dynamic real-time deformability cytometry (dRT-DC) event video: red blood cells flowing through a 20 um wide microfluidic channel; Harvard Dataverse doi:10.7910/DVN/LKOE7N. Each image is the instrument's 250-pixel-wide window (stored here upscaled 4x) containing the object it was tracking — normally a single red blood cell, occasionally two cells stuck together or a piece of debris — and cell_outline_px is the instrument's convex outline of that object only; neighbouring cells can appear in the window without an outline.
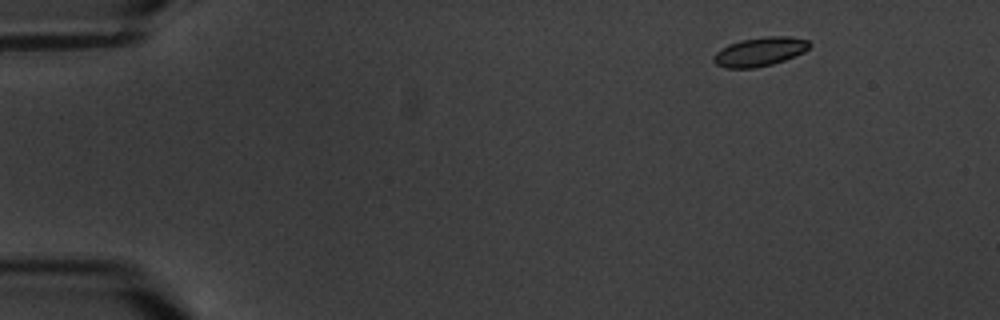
{"species": "common noctule bat (a hibernating species)", "species_latin": "Nyctalus noctula", "temperature_condition": "warm", "stored_images_in_passage": 7, "camera_frame_rate_fps": 3000, "um_per_image_px": 0.085, "animal": {"sex": "male", "body_mass_g": 20.1, "forearm_length_mm": 53.5}, "frame": {"image": 1, "passage_image": 2, "time_ms": 1.333, "image_size_px": [1000, 320], "cell_outline_px": [[812, 44], [804, 52], [784, 60], [772, 64], [756, 68], [724, 68], [716, 64], [712, 60], [712, 56], [720, 48], [728, 44], [740, 40], [764, 36], [788, 36], [808, 40]], "centroid_in_image_um": [64.55, 4.39], "position_along_channel_um": 20.4, "area_um2": 16.36}}
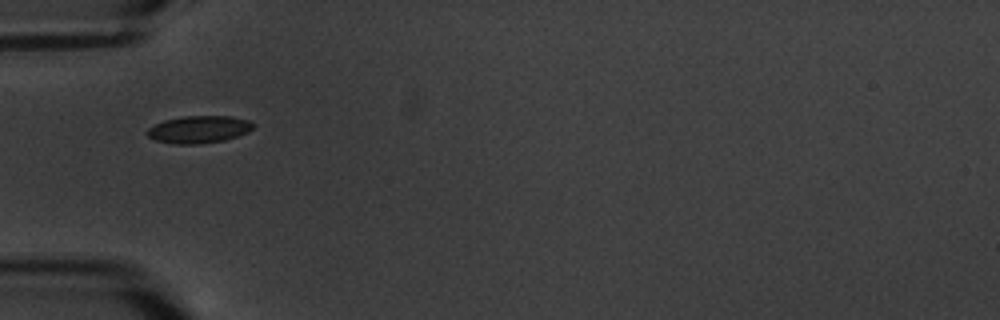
{"frame": {"image": 2, "passage_image": 5, "time_ms": 5.667, "image_size_px": [1000, 320], "cell_outline_px": [[256, 124], [248, 132], [224, 140], [200, 144], [172, 144], [156, 140], [148, 136], [148, 128], [164, 120], [184, 116], [232, 116], [248, 120]], "centroid_in_image_um": [16.92, 11.0], "position_along_channel_um": 68.1, "area_um2": 16.82}}
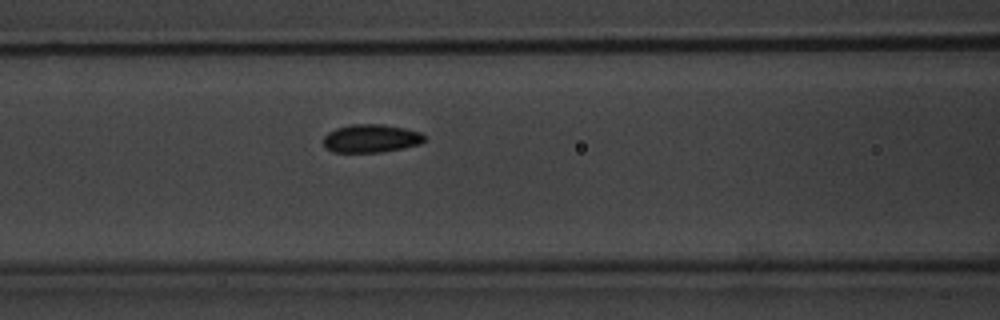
{"frame": {"image": 3, "passage_image": 7, "time_ms": 7.667, "image_size_px": [1000, 320], "cell_outline_px": [[424, 140], [420, 144], [404, 148], [380, 152], [332, 152], [324, 144], [324, 136], [328, 132], [336, 128], [348, 124], [384, 124], [404, 128], [420, 132], [424, 136]], "centroid_in_image_um": [31.53, 11.76], "position_along_channel_um": 135.1, "area_um2": 16.59}}